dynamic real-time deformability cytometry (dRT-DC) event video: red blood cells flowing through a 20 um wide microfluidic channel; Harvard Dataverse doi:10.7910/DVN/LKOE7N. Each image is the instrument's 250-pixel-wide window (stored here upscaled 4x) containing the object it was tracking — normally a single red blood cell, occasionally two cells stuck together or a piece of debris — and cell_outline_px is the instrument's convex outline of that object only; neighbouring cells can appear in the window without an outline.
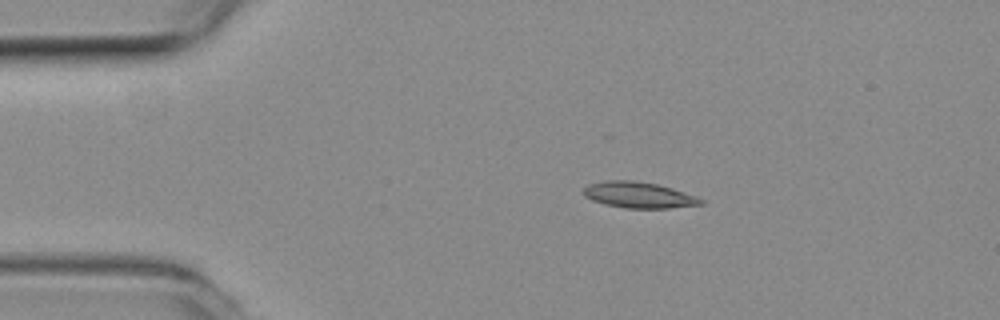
{"species": "common noctule bat (a hibernating species)", "species_latin": "Nyctalus noctula", "temperature_condition": "room temperature", "stored_images_in_passage": 45, "camera_frame_rate_fps": 3000, "um_per_image_px": 0.085, "animal": {"sex": "female", "body_mass_g": 19.3, "forearm_length_mm": 54.1}, "frame": {"image": 1, "passage_image": 1, "time_ms": 0.0, "image_size_px": [1000, 320], "cell_outline_px": [[704, 204], [668, 208], [624, 208], [604, 204], [592, 200], [584, 196], [584, 188], [588, 184], [604, 180], [632, 180], [656, 184], [672, 188], [696, 196], [704, 200]], "centroid_in_image_um": [54.28, 16.57], "position_along_channel_um": 30.7, "area_um2": 17.8}}
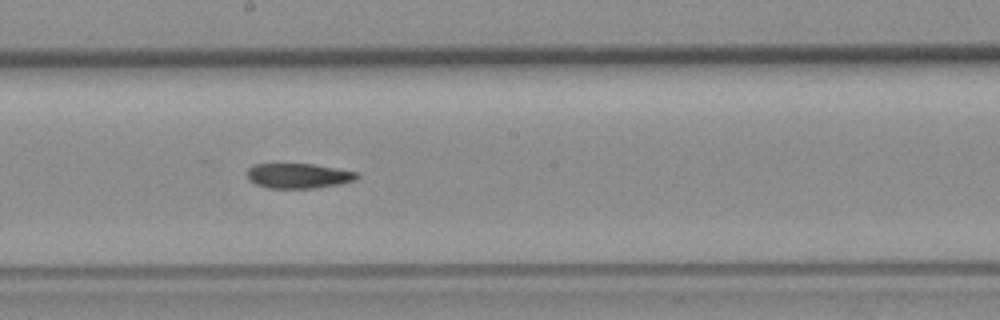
{"frame": {"image": 2, "passage_image": 20, "time_ms": 6.333, "image_size_px": [1000, 320], "cell_outline_px": [[360, 176], [356, 180], [340, 184], [316, 188], [268, 188], [256, 184], [248, 180], [248, 168], [252, 164], [312, 164], [360, 172]], "centroid_in_image_um": [25.4, 14.94], "position_along_channel_um": 222.8, "area_um2": 16.13}}
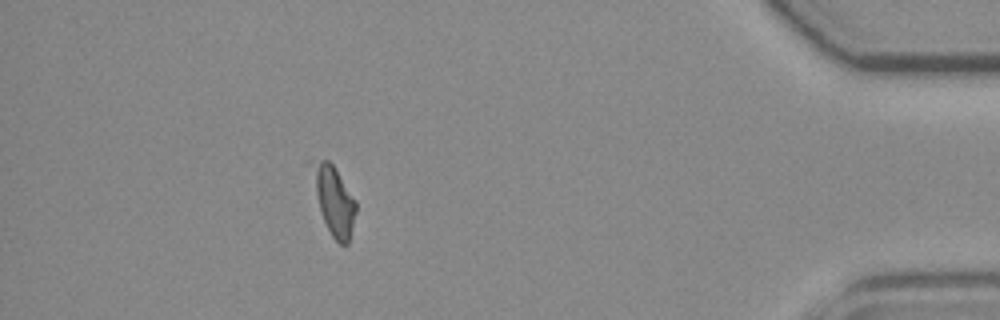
{"frame": {"image": 3, "passage_image": 39, "time_ms": 12.667, "image_size_px": [1000, 320], "cell_outline_px": [[356, 212], [348, 244], [340, 244], [332, 236], [324, 220], [304, 160], [328, 160], [336, 168], [356, 200]], "centroid_in_image_um": [28.31, 16.9], "position_along_channel_um": 406.9, "area_um2": 17.98}, "authors_computed_cell_mechanics": {"area_um2": 17.2822, "velocity_mm_per_s": 3.7947, "shape_relaxation_time_tau1_ms": null, "shape_relaxation_time_tau2_ms": 11.0205, "deformation_change_tau1": null, "deformation_change_tau2": 0.2242}}